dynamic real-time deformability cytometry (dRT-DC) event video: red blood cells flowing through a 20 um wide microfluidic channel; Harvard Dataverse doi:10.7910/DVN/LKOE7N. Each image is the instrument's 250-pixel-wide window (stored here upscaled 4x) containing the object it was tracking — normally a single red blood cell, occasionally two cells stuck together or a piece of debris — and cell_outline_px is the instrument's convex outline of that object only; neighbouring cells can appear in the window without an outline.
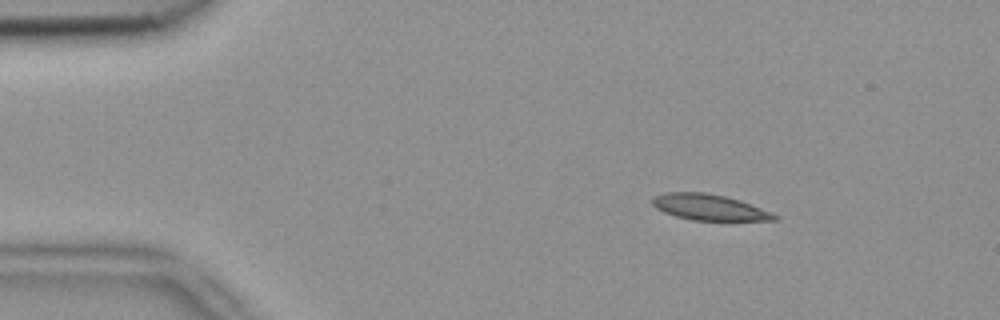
{"species": "common noctule bat (a hibernating species)", "species_latin": "Nyctalus noctula", "temperature_condition": "room temperature", "stored_images_in_passage": 4, "camera_frame_rate_fps": 3000, "um_per_image_px": 0.085, "animal": {"sex": "female", "body_mass_g": 18.4}, "frame": {"image": 1, "passage_image": 2, "time_ms": 0.333, "image_size_px": [1000, 320], "cell_outline_px": [[780, 220], [692, 220], [676, 216], [664, 212], [656, 208], [652, 204], [652, 200], [656, 196], [664, 192], [704, 192], [724, 196], [740, 200], [772, 212], [780, 216]], "centroid_in_image_um": [60.31, 17.62], "position_along_channel_um": 24.7, "area_um2": 18.38}}